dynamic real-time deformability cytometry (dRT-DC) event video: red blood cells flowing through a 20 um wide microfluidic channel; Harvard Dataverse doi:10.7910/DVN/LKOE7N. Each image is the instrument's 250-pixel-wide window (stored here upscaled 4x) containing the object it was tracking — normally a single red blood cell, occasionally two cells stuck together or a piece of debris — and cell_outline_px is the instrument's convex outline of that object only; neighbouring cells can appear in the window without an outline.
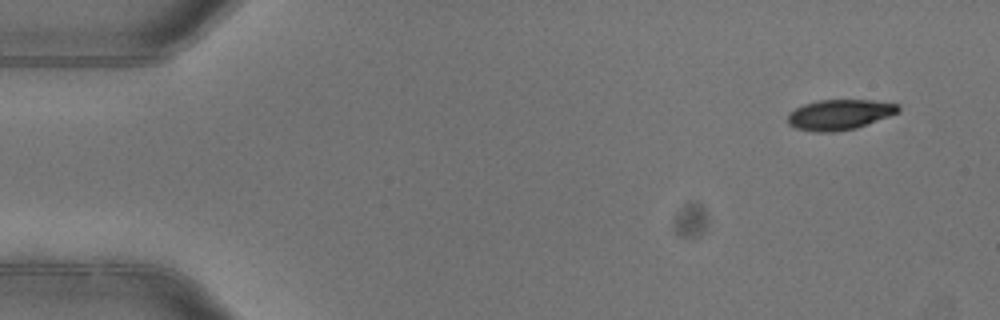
{"species": "common noctule bat (a hibernating species)", "species_latin": "Nyctalus noctula", "temperature_condition": "warm", "stored_images_in_passage": 4, "camera_frame_rate_fps": 3000, "um_per_image_px": 0.085, "animal": {"sex": "female"}, "frame": {"image": 1, "passage_image": 1, "time_ms": 0.0, "image_size_px": [1000, 320], "cell_outline_px": [[900, 112], [856, 128], [832, 132], [820, 132], [796, 128], [788, 124], [788, 112], [804, 104], [816, 100], [872, 100], [900, 104]], "centroid_in_image_um": [71.37, 9.73], "position_along_channel_um": 13.6, "area_um2": 19.54}}
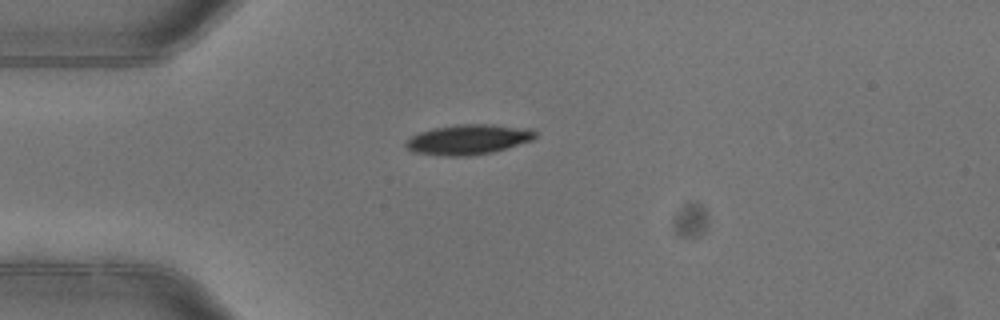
{"frame": {"image": 2, "passage_image": 4, "time_ms": 1.0, "image_size_px": [1000, 320], "cell_outline_px": [[536, 136], [532, 140], [492, 152], [468, 156], [444, 156], [412, 152], [404, 144], [404, 140], [420, 132], [436, 128], [460, 124], [492, 124], [532, 128], [536, 132]], "centroid_in_image_um": [39.8, 11.85], "position_along_channel_um": 45.2, "area_um2": 22.66}}